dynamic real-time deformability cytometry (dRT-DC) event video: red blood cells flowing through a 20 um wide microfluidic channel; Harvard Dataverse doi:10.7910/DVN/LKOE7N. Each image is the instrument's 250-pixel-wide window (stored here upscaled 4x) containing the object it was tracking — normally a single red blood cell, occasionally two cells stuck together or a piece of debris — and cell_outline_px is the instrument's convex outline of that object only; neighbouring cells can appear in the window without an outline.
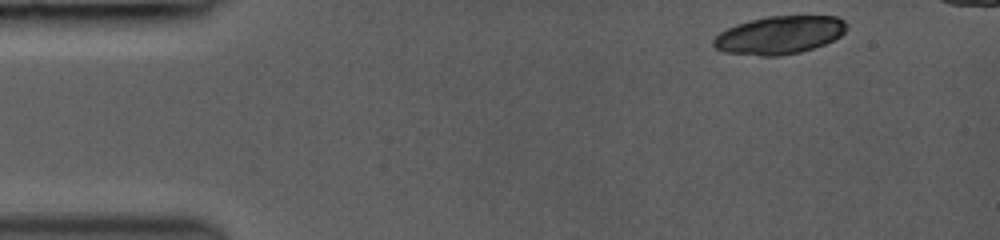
{"species": "common noctule bat (a hibernating species)", "species_latin": "Nyctalus noctula", "temperature_condition": "room temperature", "stored_images_in_passage": 5, "segment_of_instrument_passage": [1, 2], "camera_frame_rate_fps": 3000, "um_per_image_px": 0.085, "animal": {"sex": "female", "body_mass_g": 19.0, "forearm_length_mm": 53.3}, "frame": {"image": 1, "passage_image": 1, "time_ms": 0.0, "image_size_px": [1000, 240], "cell_outline_px": [[848, 28], [840, 36], [824, 44], [800, 52], [780, 56], [760, 56], [724, 52], [716, 48], [712, 44], [712, 40], [720, 32], [736, 24], [768, 16], [836, 16], [844, 20]], "centroid_in_image_um": [66.25, 2.98], "position_along_channel_um": 18.8, "area_um2": 29.42}}